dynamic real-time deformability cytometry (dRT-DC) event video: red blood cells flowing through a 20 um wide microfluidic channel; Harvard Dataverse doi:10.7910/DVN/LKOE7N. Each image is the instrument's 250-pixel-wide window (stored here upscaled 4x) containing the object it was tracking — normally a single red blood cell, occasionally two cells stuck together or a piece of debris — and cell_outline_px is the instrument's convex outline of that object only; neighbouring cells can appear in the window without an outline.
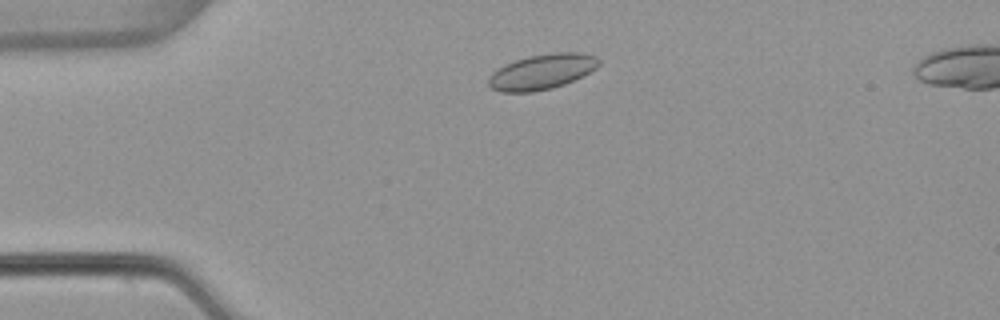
{"species": "common noctule bat (a hibernating species)", "species_latin": "Nyctalus noctula", "temperature_condition": "warm", "stored_images_in_passage": 43, "segment_of_instrument_passage": [1, 2], "camera_frame_rate_fps": 3000, "um_per_image_px": 0.085, "animal": {"sex": "female", "body_mass_g": 22.7, "forearm_length_mm": 54.2}, "frame": {"image": 1, "passage_image": 1, "time_ms": 0.0, "image_size_px": [1000, 320], "cell_outline_px": [[600, 64], [596, 68], [564, 84], [552, 88], [532, 92], [500, 92], [492, 88], [488, 84], [488, 76], [492, 72], [504, 64], [528, 56], [552, 52], [580, 52], [596, 56], [600, 60]], "centroid_in_image_um": [46.04, 6.09], "position_along_channel_um": 39.0, "area_um2": 22.66}}
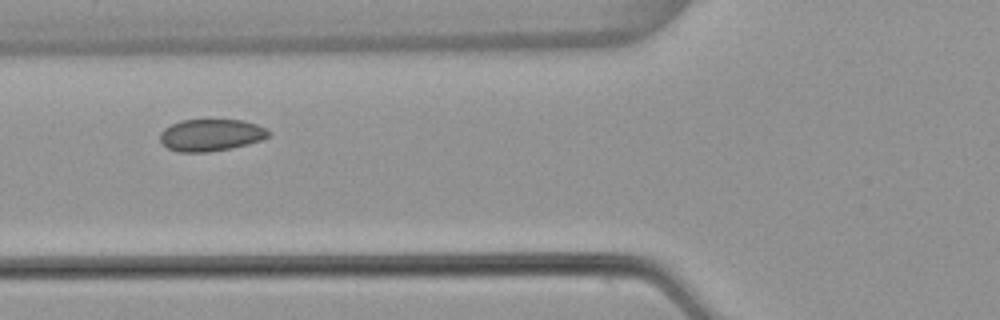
{"frame": {"image": 2, "passage_image": 9, "time_ms": 2.667, "image_size_px": [1000, 320], "cell_outline_px": [[272, 132], [268, 136], [260, 140], [248, 144], [232, 148], [208, 152], [176, 152], [168, 148], [160, 140], [160, 132], [164, 128], [180, 120], [244, 120], [256, 124]], "centroid_in_image_um": [17.92, 11.48], "position_along_channel_um": 107.9, "area_um2": 20.23}}
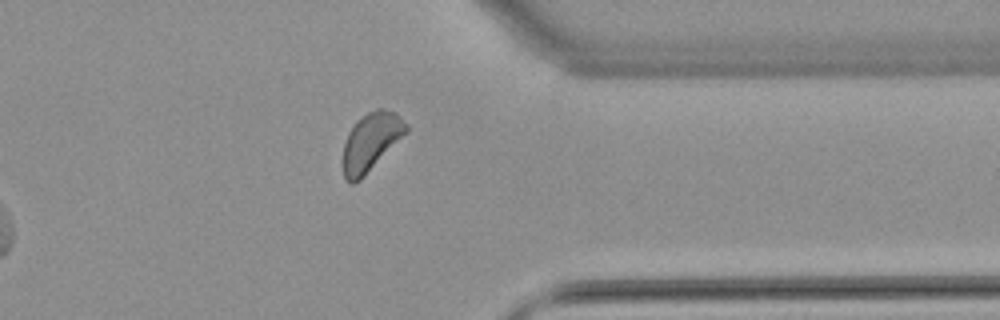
{"frame": {"image": 3, "passage_image": 31, "time_ms": 10.0, "image_size_px": [1000, 320], "cell_outline_px": [[408, 132], [360, 180], [352, 184], [348, 184], [344, 180], [340, 164], [344, 144], [348, 132], [356, 120], [368, 112], [376, 108], [384, 108], [396, 112], [408, 124]], "centroid_in_image_um": [31.49, 12.08], "position_along_channel_um": 379.9, "area_um2": 22.02}}